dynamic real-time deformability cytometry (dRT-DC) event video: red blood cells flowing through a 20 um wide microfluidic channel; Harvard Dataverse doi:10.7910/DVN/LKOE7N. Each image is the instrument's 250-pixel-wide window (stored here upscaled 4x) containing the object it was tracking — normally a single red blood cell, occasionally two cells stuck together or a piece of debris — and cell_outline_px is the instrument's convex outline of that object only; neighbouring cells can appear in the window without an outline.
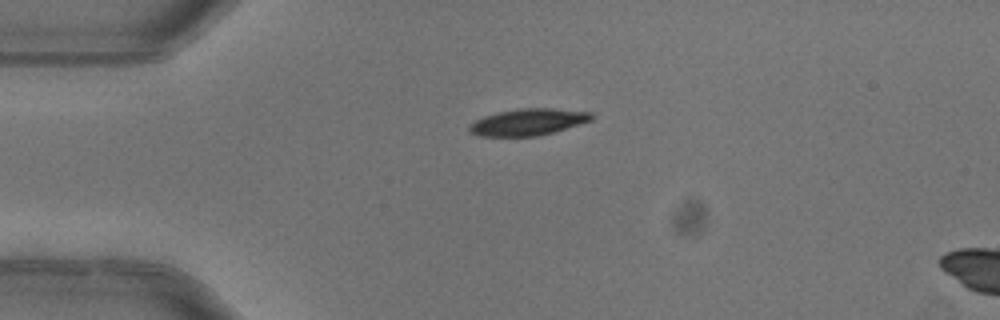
{"species": "common noctule bat (a hibernating species)", "species_latin": "Nyctalus noctula", "temperature_condition": "warm", "stored_images_in_passage": 5, "camera_frame_rate_fps": 3000, "um_per_image_px": 0.085, "animal": {"sex": "female"}, "frame": {"image": 1, "passage_image": 5, "time_ms": 1.333, "image_size_px": [1000, 320], "cell_outline_px": [[592, 120], [580, 124], [552, 132], [536, 136], [480, 136], [468, 132], [468, 124], [484, 116], [500, 112], [520, 108], [552, 108], [592, 112]], "centroid_in_image_um": [44.86, 10.37], "position_along_channel_um": 40.1, "area_um2": 18.9}}